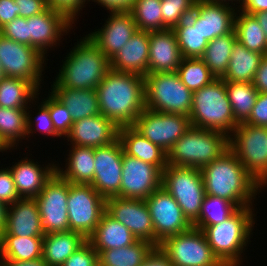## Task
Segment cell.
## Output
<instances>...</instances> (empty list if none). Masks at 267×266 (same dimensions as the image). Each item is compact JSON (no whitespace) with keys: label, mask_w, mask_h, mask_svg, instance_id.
Here are the masks:
<instances>
[{"label":"cell","mask_w":267,"mask_h":266,"mask_svg":"<svg viewBox=\"0 0 267 266\" xmlns=\"http://www.w3.org/2000/svg\"><path fill=\"white\" fill-rule=\"evenodd\" d=\"M172 30L183 58H201L204 55L209 41L200 31V15L195 10Z\"/></svg>","instance_id":"obj_32"},{"label":"cell","mask_w":267,"mask_h":266,"mask_svg":"<svg viewBox=\"0 0 267 266\" xmlns=\"http://www.w3.org/2000/svg\"><path fill=\"white\" fill-rule=\"evenodd\" d=\"M245 123L267 127V93L258 94L250 117Z\"/></svg>","instance_id":"obj_51"},{"label":"cell","mask_w":267,"mask_h":266,"mask_svg":"<svg viewBox=\"0 0 267 266\" xmlns=\"http://www.w3.org/2000/svg\"><path fill=\"white\" fill-rule=\"evenodd\" d=\"M23 157L18 160V163L8 168L11 171L15 188L20 198L34 199L41 192L45 184L56 173L55 162L39 164L34 159ZM43 166V167H42Z\"/></svg>","instance_id":"obj_22"},{"label":"cell","mask_w":267,"mask_h":266,"mask_svg":"<svg viewBox=\"0 0 267 266\" xmlns=\"http://www.w3.org/2000/svg\"><path fill=\"white\" fill-rule=\"evenodd\" d=\"M153 247L150 242L137 240L119 249L97 252L99 266H140Z\"/></svg>","instance_id":"obj_40"},{"label":"cell","mask_w":267,"mask_h":266,"mask_svg":"<svg viewBox=\"0 0 267 266\" xmlns=\"http://www.w3.org/2000/svg\"><path fill=\"white\" fill-rule=\"evenodd\" d=\"M38 92L40 90L30 81L5 77L0 81V107L26 109L30 103L35 106Z\"/></svg>","instance_id":"obj_34"},{"label":"cell","mask_w":267,"mask_h":266,"mask_svg":"<svg viewBox=\"0 0 267 266\" xmlns=\"http://www.w3.org/2000/svg\"><path fill=\"white\" fill-rule=\"evenodd\" d=\"M197 0H161L162 30L173 29L194 10Z\"/></svg>","instance_id":"obj_45"},{"label":"cell","mask_w":267,"mask_h":266,"mask_svg":"<svg viewBox=\"0 0 267 266\" xmlns=\"http://www.w3.org/2000/svg\"><path fill=\"white\" fill-rule=\"evenodd\" d=\"M140 266H173V264L160 246H154Z\"/></svg>","instance_id":"obj_53"},{"label":"cell","mask_w":267,"mask_h":266,"mask_svg":"<svg viewBox=\"0 0 267 266\" xmlns=\"http://www.w3.org/2000/svg\"><path fill=\"white\" fill-rule=\"evenodd\" d=\"M254 209L249 206L238 208L222 223L206 226L202 230L214 255L224 266L243 265V253L251 242L256 224Z\"/></svg>","instance_id":"obj_4"},{"label":"cell","mask_w":267,"mask_h":266,"mask_svg":"<svg viewBox=\"0 0 267 266\" xmlns=\"http://www.w3.org/2000/svg\"><path fill=\"white\" fill-rule=\"evenodd\" d=\"M62 266H99L98 253L87 240Z\"/></svg>","instance_id":"obj_47"},{"label":"cell","mask_w":267,"mask_h":266,"mask_svg":"<svg viewBox=\"0 0 267 266\" xmlns=\"http://www.w3.org/2000/svg\"><path fill=\"white\" fill-rule=\"evenodd\" d=\"M73 24L76 25L63 12L49 7L43 13L28 17V45L47 58V51L60 45L61 38L74 29Z\"/></svg>","instance_id":"obj_17"},{"label":"cell","mask_w":267,"mask_h":266,"mask_svg":"<svg viewBox=\"0 0 267 266\" xmlns=\"http://www.w3.org/2000/svg\"><path fill=\"white\" fill-rule=\"evenodd\" d=\"M49 113L56 132L65 139L73 125V119L66 106L49 90Z\"/></svg>","instance_id":"obj_46"},{"label":"cell","mask_w":267,"mask_h":266,"mask_svg":"<svg viewBox=\"0 0 267 266\" xmlns=\"http://www.w3.org/2000/svg\"><path fill=\"white\" fill-rule=\"evenodd\" d=\"M6 76H5V73H4V71H3V68H2V66H1V64H0V81L3 79V78H5Z\"/></svg>","instance_id":"obj_62"},{"label":"cell","mask_w":267,"mask_h":266,"mask_svg":"<svg viewBox=\"0 0 267 266\" xmlns=\"http://www.w3.org/2000/svg\"><path fill=\"white\" fill-rule=\"evenodd\" d=\"M194 10L200 15V31L207 41L234 31L237 7L225 2L197 0Z\"/></svg>","instance_id":"obj_25"},{"label":"cell","mask_w":267,"mask_h":266,"mask_svg":"<svg viewBox=\"0 0 267 266\" xmlns=\"http://www.w3.org/2000/svg\"><path fill=\"white\" fill-rule=\"evenodd\" d=\"M1 235L44 237L45 233L35 199L21 198L6 207L5 227Z\"/></svg>","instance_id":"obj_23"},{"label":"cell","mask_w":267,"mask_h":266,"mask_svg":"<svg viewBox=\"0 0 267 266\" xmlns=\"http://www.w3.org/2000/svg\"><path fill=\"white\" fill-rule=\"evenodd\" d=\"M252 83L259 93H267V55L262 57Z\"/></svg>","instance_id":"obj_55"},{"label":"cell","mask_w":267,"mask_h":266,"mask_svg":"<svg viewBox=\"0 0 267 266\" xmlns=\"http://www.w3.org/2000/svg\"><path fill=\"white\" fill-rule=\"evenodd\" d=\"M133 127L166 153L191 127L189 116L145 109Z\"/></svg>","instance_id":"obj_13"},{"label":"cell","mask_w":267,"mask_h":266,"mask_svg":"<svg viewBox=\"0 0 267 266\" xmlns=\"http://www.w3.org/2000/svg\"><path fill=\"white\" fill-rule=\"evenodd\" d=\"M162 186V171L123 152L120 198L146 200Z\"/></svg>","instance_id":"obj_16"},{"label":"cell","mask_w":267,"mask_h":266,"mask_svg":"<svg viewBox=\"0 0 267 266\" xmlns=\"http://www.w3.org/2000/svg\"><path fill=\"white\" fill-rule=\"evenodd\" d=\"M149 60V31L137 30L131 39L110 59V69L146 76Z\"/></svg>","instance_id":"obj_26"},{"label":"cell","mask_w":267,"mask_h":266,"mask_svg":"<svg viewBox=\"0 0 267 266\" xmlns=\"http://www.w3.org/2000/svg\"><path fill=\"white\" fill-rule=\"evenodd\" d=\"M109 10L108 12L129 11L135 0H89Z\"/></svg>","instance_id":"obj_56"},{"label":"cell","mask_w":267,"mask_h":266,"mask_svg":"<svg viewBox=\"0 0 267 266\" xmlns=\"http://www.w3.org/2000/svg\"><path fill=\"white\" fill-rule=\"evenodd\" d=\"M97 252L108 249H119L131 245L137 238L122 223L105 212L95 232L87 239Z\"/></svg>","instance_id":"obj_29"},{"label":"cell","mask_w":267,"mask_h":266,"mask_svg":"<svg viewBox=\"0 0 267 266\" xmlns=\"http://www.w3.org/2000/svg\"><path fill=\"white\" fill-rule=\"evenodd\" d=\"M200 170L207 195L226 199L237 208L254 207L262 187L230 149Z\"/></svg>","instance_id":"obj_2"},{"label":"cell","mask_w":267,"mask_h":266,"mask_svg":"<svg viewBox=\"0 0 267 266\" xmlns=\"http://www.w3.org/2000/svg\"><path fill=\"white\" fill-rule=\"evenodd\" d=\"M147 109L190 115L193 92L181 81L177 72L149 73L144 76Z\"/></svg>","instance_id":"obj_7"},{"label":"cell","mask_w":267,"mask_h":266,"mask_svg":"<svg viewBox=\"0 0 267 266\" xmlns=\"http://www.w3.org/2000/svg\"><path fill=\"white\" fill-rule=\"evenodd\" d=\"M225 88L237 124L245 123L259 94L252 82L225 81Z\"/></svg>","instance_id":"obj_39"},{"label":"cell","mask_w":267,"mask_h":266,"mask_svg":"<svg viewBox=\"0 0 267 266\" xmlns=\"http://www.w3.org/2000/svg\"><path fill=\"white\" fill-rule=\"evenodd\" d=\"M37 108L38 113L35 117L32 116L31 103L26 108V121H27V136L26 138H30V136H34L37 132H40L43 136L44 134L47 136L60 137L61 136L54 129L52 119L49 113V93L46 99L44 98ZM35 128V129H34ZM33 134V135H32Z\"/></svg>","instance_id":"obj_44"},{"label":"cell","mask_w":267,"mask_h":266,"mask_svg":"<svg viewBox=\"0 0 267 266\" xmlns=\"http://www.w3.org/2000/svg\"><path fill=\"white\" fill-rule=\"evenodd\" d=\"M162 187L177 201L184 216L193 224L206 195L201 170L167 164L162 171Z\"/></svg>","instance_id":"obj_9"},{"label":"cell","mask_w":267,"mask_h":266,"mask_svg":"<svg viewBox=\"0 0 267 266\" xmlns=\"http://www.w3.org/2000/svg\"><path fill=\"white\" fill-rule=\"evenodd\" d=\"M19 7V17L28 18L45 12L49 6L46 0H14Z\"/></svg>","instance_id":"obj_52"},{"label":"cell","mask_w":267,"mask_h":266,"mask_svg":"<svg viewBox=\"0 0 267 266\" xmlns=\"http://www.w3.org/2000/svg\"><path fill=\"white\" fill-rule=\"evenodd\" d=\"M51 92L70 112L73 122L86 117L100 115L99 102L95 89H72L51 87Z\"/></svg>","instance_id":"obj_31"},{"label":"cell","mask_w":267,"mask_h":266,"mask_svg":"<svg viewBox=\"0 0 267 266\" xmlns=\"http://www.w3.org/2000/svg\"><path fill=\"white\" fill-rule=\"evenodd\" d=\"M64 57L51 87L96 89L110 70V60L85 35Z\"/></svg>","instance_id":"obj_3"},{"label":"cell","mask_w":267,"mask_h":266,"mask_svg":"<svg viewBox=\"0 0 267 266\" xmlns=\"http://www.w3.org/2000/svg\"><path fill=\"white\" fill-rule=\"evenodd\" d=\"M50 8L63 12L74 23L89 0H46ZM87 2V3H85ZM79 13V14H78Z\"/></svg>","instance_id":"obj_50"},{"label":"cell","mask_w":267,"mask_h":266,"mask_svg":"<svg viewBox=\"0 0 267 266\" xmlns=\"http://www.w3.org/2000/svg\"><path fill=\"white\" fill-rule=\"evenodd\" d=\"M172 29L149 31V73L176 72L182 60Z\"/></svg>","instance_id":"obj_24"},{"label":"cell","mask_w":267,"mask_h":266,"mask_svg":"<svg viewBox=\"0 0 267 266\" xmlns=\"http://www.w3.org/2000/svg\"><path fill=\"white\" fill-rule=\"evenodd\" d=\"M5 213H6V206L2 202H0V235L5 227Z\"/></svg>","instance_id":"obj_60"},{"label":"cell","mask_w":267,"mask_h":266,"mask_svg":"<svg viewBox=\"0 0 267 266\" xmlns=\"http://www.w3.org/2000/svg\"><path fill=\"white\" fill-rule=\"evenodd\" d=\"M238 208L230 201L205 195L199 218L192 224L193 227L203 230L206 226L222 223L229 218Z\"/></svg>","instance_id":"obj_41"},{"label":"cell","mask_w":267,"mask_h":266,"mask_svg":"<svg viewBox=\"0 0 267 266\" xmlns=\"http://www.w3.org/2000/svg\"><path fill=\"white\" fill-rule=\"evenodd\" d=\"M129 12L138 30H162L161 0H135Z\"/></svg>","instance_id":"obj_43"},{"label":"cell","mask_w":267,"mask_h":266,"mask_svg":"<svg viewBox=\"0 0 267 266\" xmlns=\"http://www.w3.org/2000/svg\"><path fill=\"white\" fill-rule=\"evenodd\" d=\"M95 90L100 114L118 127L133 126L146 109L144 76L110 69Z\"/></svg>","instance_id":"obj_1"},{"label":"cell","mask_w":267,"mask_h":266,"mask_svg":"<svg viewBox=\"0 0 267 266\" xmlns=\"http://www.w3.org/2000/svg\"><path fill=\"white\" fill-rule=\"evenodd\" d=\"M237 9L244 11L248 14L267 11V0H242Z\"/></svg>","instance_id":"obj_57"},{"label":"cell","mask_w":267,"mask_h":266,"mask_svg":"<svg viewBox=\"0 0 267 266\" xmlns=\"http://www.w3.org/2000/svg\"><path fill=\"white\" fill-rule=\"evenodd\" d=\"M68 194L69 181L55 173L38 196L34 198L38 205L45 234L70 231L67 208Z\"/></svg>","instance_id":"obj_14"},{"label":"cell","mask_w":267,"mask_h":266,"mask_svg":"<svg viewBox=\"0 0 267 266\" xmlns=\"http://www.w3.org/2000/svg\"><path fill=\"white\" fill-rule=\"evenodd\" d=\"M0 34L18 43L28 45V18H15L0 29Z\"/></svg>","instance_id":"obj_48"},{"label":"cell","mask_w":267,"mask_h":266,"mask_svg":"<svg viewBox=\"0 0 267 266\" xmlns=\"http://www.w3.org/2000/svg\"><path fill=\"white\" fill-rule=\"evenodd\" d=\"M119 127L103 115H94L73 122L66 135L67 142L74 146L101 147L118 139Z\"/></svg>","instance_id":"obj_21"},{"label":"cell","mask_w":267,"mask_h":266,"mask_svg":"<svg viewBox=\"0 0 267 266\" xmlns=\"http://www.w3.org/2000/svg\"><path fill=\"white\" fill-rule=\"evenodd\" d=\"M229 149L227 134L191 126L167 152V164L201 169Z\"/></svg>","instance_id":"obj_5"},{"label":"cell","mask_w":267,"mask_h":266,"mask_svg":"<svg viewBox=\"0 0 267 266\" xmlns=\"http://www.w3.org/2000/svg\"><path fill=\"white\" fill-rule=\"evenodd\" d=\"M176 72L182 83L192 92L216 79L201 58H182Z\"/></svg>","instance_id":"obj_42"},{"label":"cell","mask_w":267,"mask_h":266,"mask_svg":"<svg viewBox=\"0 0 267 266\" xmlns=\"http://www.w3.org/2000/svg\"><path fill=\"white\" fill-rule=\"evenodd\" d=\"M46 60L49 59L34 47L18 43L0 34V64L6 77L30 81L41 89Z\"/></svg>","instance_id":"obj_12"},{"label":"cell","mask_w":267,"mask_h":266,"mask_svg":"<svg viewBox=\"0 0 267 266\" xmlns=\"http://www.w3.org/2000/svg\"><path fill=\"white\" fill-rule=\"evenodd\" d=\"M106 212L124 224L137 240L155 246L154 226L145 200L111 197L106 199Z\"/></svg>","instance_id":"obj_19"},{"label":"cell","mask_w":267,"mask_h":266,"mask_svg":"<svg viewBox=\"0 0 267 266\" xmlns=\"http://www.w3.org/2000/svg\"><path fill=\"white\" fill-rule=\"evenodd\" d=\"M229 148L255 181L267 187V127L238 124L229 136Z\"/></svg>","instance_id":"obj_8"},{"label":"cell","mask_w":267,"mask_h":266,"mask_svg":"<svg viewBox=\"0 0 267 266\" xmlns=\"http://www.w3.org/2000/svg\"><path fill=\"white\" fill-rule=\"evenodd\" d=\"M236 41L235 31L209 41L201 59L215 78L222 79L225 76Z\"/></svg>","instance_id":"obj_38"},{"label":"cell","mask_w":267,"mask_h":266,"mask_svg":"<svg viewBox=\"0 0 267 266\" xmlns=\"http://www.w3.org/2000/svg\"><path fill=\"white\" fill-rule=\"evenodd\" d=\"M87 239L79 232L47 233L43 238L42 260L48 266H62Z\"/></svg>","instance_id":"obj_30"},{"label":"cell","mask_w":267,"mask_h":266,"mask_svg":"<svg viewBox=\"0 0 267 266\" xmlns=\"http://www.w3.org/2000/svg\"><path fill=\"white\" fill-rule=\"evenodd\" d=\"M65 169L56 164V173L71 184L91 185L94 179V148L71 145Z\"/></svg>","instance_id":"obj_28"},{"label":"cell","mask_w":267,"mask_h":266,"mask_svg":"<svg viewBox=\"0 0 267 266\" xmlns=\"http://www.w3.org/2000/svg\"><path fill=\"white\" fill-rule=\"evenodd\" d=\"M15 183L11 174L10 169L6 168L0 169V202H2L6 207L14 202L20 200Z\"/></svg>","instance_id":"obj_49"},{"label":"cell","mask_w":267,"mask_h":266,"mask_svg":"<svg viewBox=\"0 0 267 266\" xmlns=\"http://www.w3.org/2000/svg\"><path fill=\"white\" fill-rule=\"evenodd\" d=\"M20 9L14 0H0V29L10 21L19 17Z\"/></svg>","instance_id":"obj_54"},{"label":"cell","mask_w":267,"mask_h":266,"mask_svg":"<svg viewBox=\"0 0 267 266\" xmlns=\"http://www.w3.org/2000/svg\"><path fill=\"white\" fill-rule=\"evenodd\" d=\"M159 246L173 266H224L214 255L204 232L193 226L186 232L167 237Z\"/></svg>","instance_id":"obj_11"},{"label":"cell","mask_w":267,"mask_h":266,"mask_svg":"<svg viewBox=\"0 0 267 266\" xmlns=\"http://www.w3.org/2000/svg\"><path fill=\"white\" fill-rule=\"evenodd\" d=\"M27 109H12L0 107V150L12 152L18 143L27 140ZM16 147V148H15Z\"/></svg>","instance_id":"obj_35"},{"label":"cell","mask_w":267,"mask_h":266,"mask_svg":"<svg viewBox=\"0 0 267 266\" xmlns=\"http://www.w3.org/2000/svg\"><path fill=\"white\" fill-rule=\"evenodd\" d=\"M253 15L255 16L259 24L261 25L262 30L265 32V36L267 39V11L257 12V13H254Z\"/></svg>","instance_id":"obj_59"},{"label":"cell","mask_w":267,"mask_h":266,"mask_svg":"<svg viewBox=\"0 0 267 266\" xmlns=\"http://www.w3.org/2000/svg\"><path fill=\"white\" fill-rule=\"evenodd\" d=\"M43 238L0 235V260L27 262L42 259Z\"/></svg>","instance_id":"obj_33"},{"label":"cell","mask_w":267,"mask_h":266,"mask_svg":"<svg viewBox=\"0 0 267 266\" xmlns=\"http://www.w3.org/2000/svg\"><path fill=\"white\" fill-rule=\"evenodd\" d=\"M118 139L125 154L157 166L163 171L167 166V153L151 143L133 126L119 127Z\"/></svg>","instance_id":"obj_27"},{"label":"cell","mask_w":267,"mask_h":266,"mask_svg":"<svg viewBox=\"0 0 267 266\" xmlns=\"http://www.w3.org/2000/svg\"><path fill=\"white\" fill-rule=\"evenodd\" d=\"M264 55L248 50L236 41L226 70L224 81L253 82L260 61Z\"/></svg>","instance_id":"obj_36"},{"label":"cell","mask_w":267,"mask_h":266,"mask_svg":"<svg viewBox=\"0 0 267 266\" xmlns=\"http://www.w3.org/2000/svg\"><path fill=\"white\" fill-rule=\"evenodd\" d=\"M189 118L193 127L231 135L238 124L223 79L216 78L209 85L193 92Z\"/></svg>","instance_id":"obj_6"},{"label":"cell","mask_w":267,"mask_h":266,"mask_svg":"<svg viewBox=\"0 0 267 266\" xmlns=\"http://www.w3.org/2000/svg\"><path fill=\"white\" fill-rule=\"evenodd\" d=\"M123 152L119 139L94 148L95 172L91 186L104 199L120 197Z\"/></svg>","instance_id":"obj_18"},{"label":"cell","mask_w":267,"mask_h":266,"mask_svg":"<svg viewBox=\"0 0 267 266\" xmlns=\"http://www.w3.org/2000/svg\"><path fill=\"white\" fill-rule=\"evenodd\" d=\"M67 208L70 231L79 232L88 239L106 212V199L91 185L69 182Z\"/></svg>","instance_id":"obj_10"},{"label":"cell","mask_w":267,"mask_h":266,"mask_svg":"<svg viewBox=\"0 0 267 266\" xmlns=\"http://www.w3.org/2000/svg\"><path fill=\"white\" fill-rule=\"evenodd\" d=\"M237 41L251 51L267 55L265 32L254 15L237 10L234 21Z\"/></svg>","instance_id":"obj_37"},{"label":"cell","mask_w":267,"mask_h":266,"mask_svg":"<svg viewBox=\"0 0 267 266\" xmlns=\"http://www.w3.org/2000/svg\"><path fill=\"white\" fill-rule=\"evenodd\" d=\"M0 266H48L42 259L33 261H3L0 260Z\"/></svg>","instance_id":"obj_58"},{"label":"cell","mask_w":267,"mask_h":266,"mask_svg":"<svg viewBox=\"0 0 267 266\" xmlns=\"http://www.w3.org/2000/svg\"><path fill=\"white\" fill-rule=\"evenodd\" d=\"M102 27L95 29L87 36L109 60L120 51L138 30L129 11L109 12V16Z\"/></svg>","instance_id":"obj_20"},{"label":"cell","mask_w":267,"mask_h":266,"mask_svg":"<svg viewBox=\"0 0 267 266\" xmlns=\"http://www.w3.org/2000/svg\"><path fill=\"white\" fill-rule=\"evenodd\" d=\"M208 1H212V2H225V3H229V4L231 3L232 5H235V2H236V4H240L242 2V0H208Z\"/></svg>","instance_id":"obj_61"},{"label":"cell","mask_w":267,"mask_h":266,"mask_svg":"<svg viewBox=\"0 0 267 266\" xmlns=\"http://www.w3.org/2000/svg\"><path fill=\"white\" fill-rule=\"evenodd\" d=\"M154 226L155 246L172 235L186 232L192 224L171 194L162 186L146 200Z\"/></svg>","instance_id":"obj_15"}]
</instances>
